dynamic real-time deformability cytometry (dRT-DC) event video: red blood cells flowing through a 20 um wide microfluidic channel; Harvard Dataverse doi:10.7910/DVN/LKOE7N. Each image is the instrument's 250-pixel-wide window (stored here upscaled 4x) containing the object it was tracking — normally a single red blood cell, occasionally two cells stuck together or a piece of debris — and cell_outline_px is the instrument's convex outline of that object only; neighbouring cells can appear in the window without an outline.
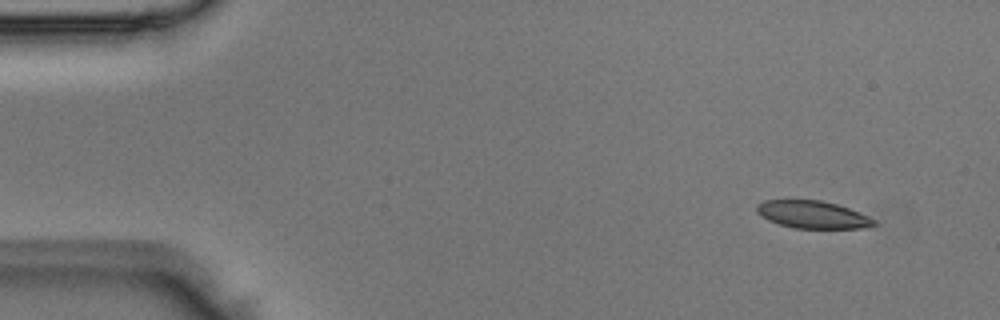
{"species": "Egyptian fruit bat (a non-hibernating species)", "species_latin": "Rousettus aegyptiacus", "temperature_condition": "room temperature", "stored_images_in_passage": 11, "camera_frame_rate_fps": 3000, "um_per_image_px": 0.085, "animal": {"sex": "male"}, "frame": {"image": 1, "passage_image": 1, "time_ms": 0.0, "image_size_px": [1000, 320], "cell_outline_px": [[880, 224], [868, 228], [796, 228], [780, 224], [768, 220], [760, 216], [756, 212], [756, 204], [764, 200], [820, 200], [836, 204], [860, 212], [876, 220]], "centroid_in_image_um": [69.1, 18.24], "position_along_channel_um": 15.9, "area_um2": 18.96}}
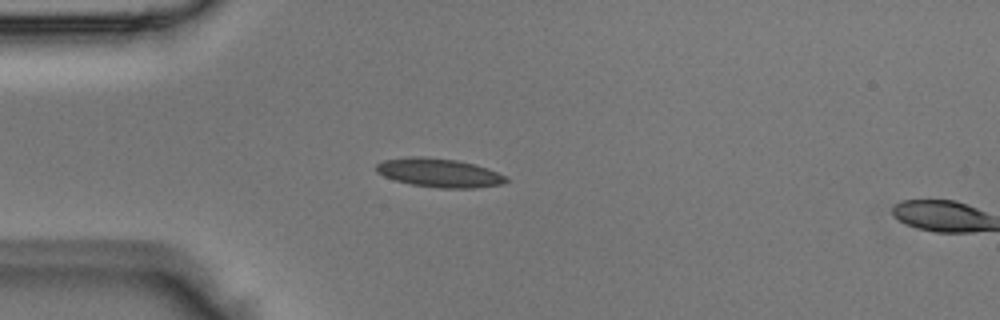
{"frame": {"image": 2, "passage_image": 10, "time_ms": 3.0, "image_size_px": [1000, 320], "cell_outline_px": [[508, 180], [504, 184], [476, 188], [440, 188], [412, 184], [396, 180], [384, 176], [376, 172], [376, 164], [384, 160], [412, 156], [424, 156], [456, 160], [476, 164], [488, 168], [508, 176]], "centroid_in_image_um": [37.38, 14.68], "position_along_channel_um": 47.6, "area_um2": 21.91}}